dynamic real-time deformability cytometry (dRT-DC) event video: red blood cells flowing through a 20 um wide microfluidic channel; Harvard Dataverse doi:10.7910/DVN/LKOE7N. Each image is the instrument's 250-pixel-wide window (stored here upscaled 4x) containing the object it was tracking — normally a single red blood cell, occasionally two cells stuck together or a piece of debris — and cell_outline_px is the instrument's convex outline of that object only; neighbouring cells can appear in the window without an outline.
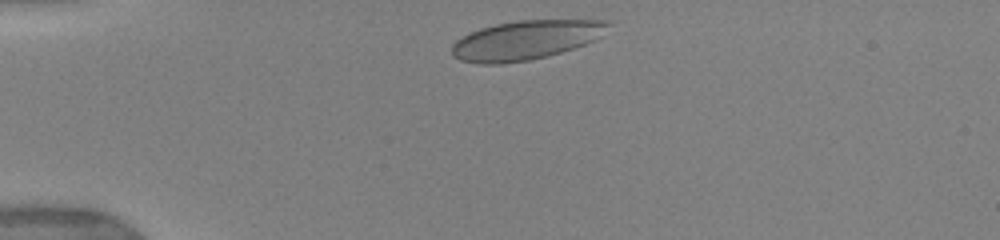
{"species": "human", "species_latin": "Homo sapiens", "temperature_condition": "warm", "stored_images_in_passage": 34, "camera_frame_rate_fps": 3000, "um_per_image_px": 0.085, "donor": {"sex": "female"}, "frame": {"image": 1, "passage_image": 2, "time_ms": 0.333, "image_size_px": [1000, 240], "cell_outline_px": [[612, 24], [596, 40], [560, 52], [528, 60], [504, 64], [480, 64], [460, 60], [452, 56], [452, 44], [456, 40], [480, 28], [496, 24], [520, 20], [612, 20]], "centroid_in_image_um": [44.69, 3.4], "position_along_channel_um": 40.3, "area_um2": 35.55}}
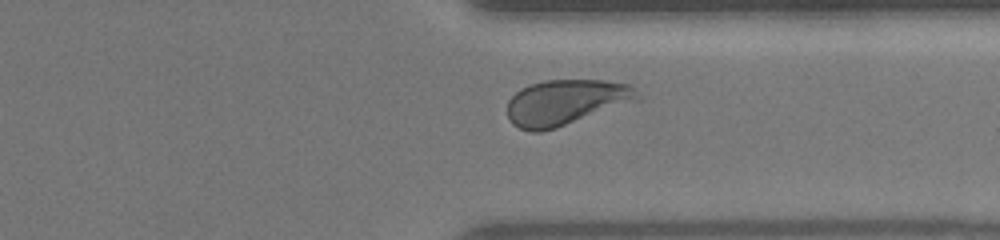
{"frame": {"image": 2, "passage_image": 25, "time_ms": 9.667, "image_size_px": [1000, 240], "cell_outline_px": [[640, 100], [556, 128], [540, 132], [532, 132], [520, 128], [512, 124], [508, 116], [508, 100], [516, 92], [532, 84], [544, 80], [604, 80], [632, 84], [636, 88], [640, 96]], "centroid_in_image_um": [48.14, 8.69], "position_along_channel_um": 363.3, "area_um2": 34.62}}
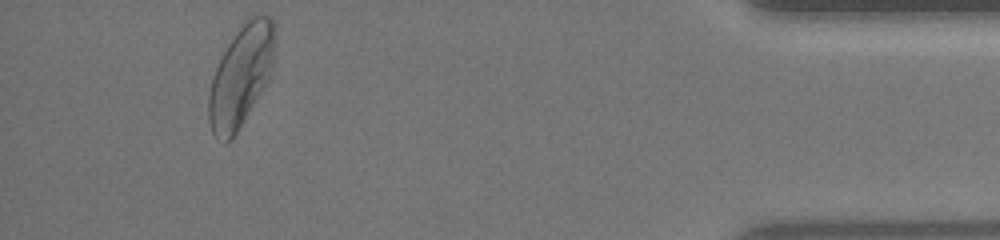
{"frame": {"image": 3, "passage_image": 31, "time_ms": 12.333, "image_size_px": [1000, 240], "cell_outline_px": [[276, 32], [272, 72], [268, 80], [232, 140], [224, 144], [212, 132], [208, 120], [208, 96], [212, 80], [216, 68], [228, 44], [244, 20], [248, 16], [256, 12], [260, 12], [268, 16], [272, 20], [276, 28]], "centroid_in_image_um": [20.5, 6.4], "position_along_channel_um": 414.7, "area_um2": 39.19}, "authors_computed_cell_mechanics": {"area_um2": 34.6222, "velocity_mm_per_s": 3.8947, "shape_relaxation_time_tau1_ms": 3.6798, "shape_relaxation_time_tau2_ms": null, "deformation_change_tau1": 0.1152, "deformation_change_tau2": null}}